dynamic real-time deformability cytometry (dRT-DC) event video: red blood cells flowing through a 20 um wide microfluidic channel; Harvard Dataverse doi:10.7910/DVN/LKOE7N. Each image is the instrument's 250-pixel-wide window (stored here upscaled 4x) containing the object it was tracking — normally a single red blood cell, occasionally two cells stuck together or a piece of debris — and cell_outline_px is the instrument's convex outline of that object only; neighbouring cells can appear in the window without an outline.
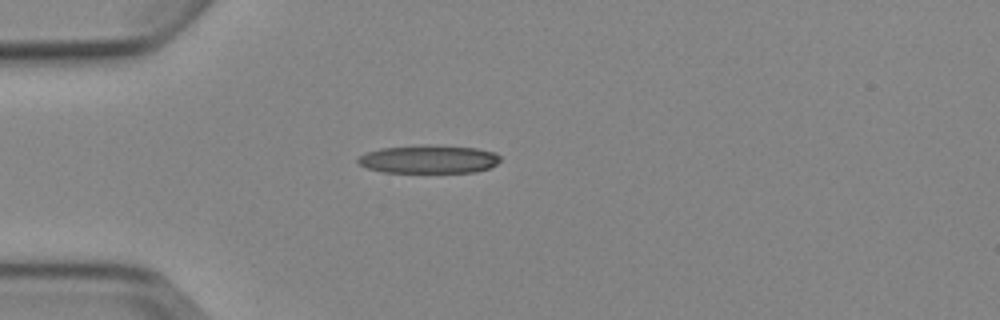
{"species": "Egyptian fruit bat (a non-hibernating species)", "species_latin": "Rousettus aegyptiacus", "temperature_condition": "cold", "stored_images_in_passage": 1, "camera_frame_rate_fps": 3000, "um_per_image_px": 0.085, "animal": {"sex": "female"}, "frame": {"image": 1, "passage_image": 1, "time_ms": 0.0, "image_size_px": [1000, 320], "cell_outline_px": [[500, 160], [496, 164], [488, 168], [476, 172], [384, 172], [368, 168], [360, 164], [356, 160], [360, 156], [368, 152], [380, 148], [424, 144], [428, 144], [476, 148], [496, 152], [500, 156]], "centroid_in_image_um": [36.47, 13.52], "position_along_channel_um": 48.5, "area_um2": 23.47}}